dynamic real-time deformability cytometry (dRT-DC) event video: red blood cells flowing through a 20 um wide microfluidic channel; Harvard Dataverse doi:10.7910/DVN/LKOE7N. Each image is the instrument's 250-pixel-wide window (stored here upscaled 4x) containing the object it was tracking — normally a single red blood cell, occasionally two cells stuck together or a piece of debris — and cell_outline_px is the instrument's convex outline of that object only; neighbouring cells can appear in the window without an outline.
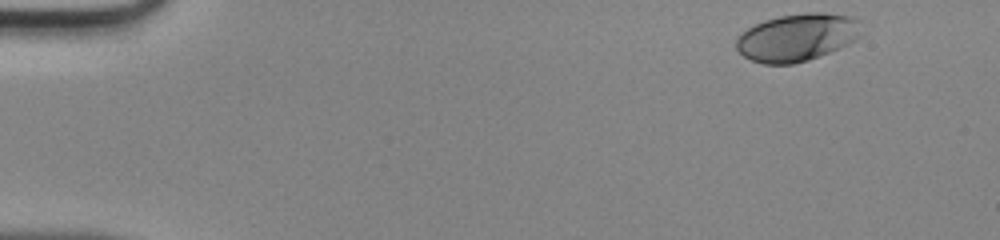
{"species": "human", "species_latin": "Homo sapiens", "temperature_condition": "room temperature", "stored_images_in_passage": 45, "camera_frame_rate_fps": 3000, "um_per_image_px": 0.085, "donor": {"sex": "male"}, "frame": {"image": 1, "passage_image": 1, "time_ms": 0.0, "image_size_px": [1000, 240], "cell_outline_px": [[860, 36], [856, 40], [840, 48], [808, 60], [792, 64], [764, 64], [752, 60], [744, 56], [736, 48], [736, 40], [748, 28], [764, 20], [780, 16], [808, 12], [824, 12], [852, 16], [856, 20]], "centroid_in_image_um": [67.75, 3.18], "position_along_channel_um": 17.2, "area_um2": 34.33}}
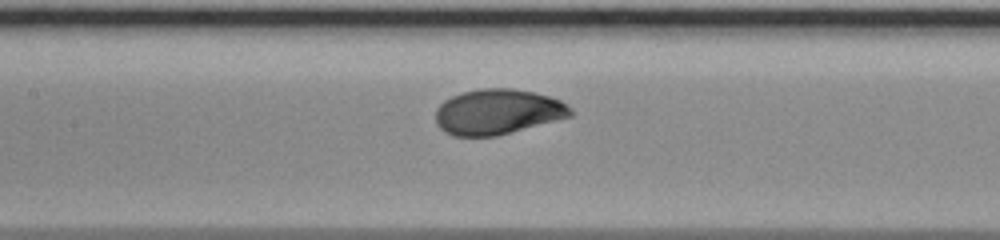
{"frame": {"image": 2, "passage_image": 20, "time_ms": 6.333, "image_size_px": [1000, 240], "cell_outline_px": [[572, 116], [496, 136], [452, 136], [444, 132], [436, 124], [436, 108], [444, 100], [460, 92], [480, 88], [512, 88], [532, 92], [548, 96], [560, 100], [572, 108]], "centroid_in_image_um": [42.27, 9.5], "position_along_channel_um": 165.1, "area_um2": 35.72}}
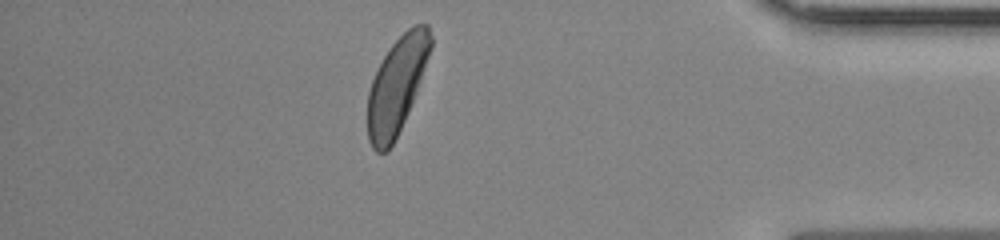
{"frame": {"image": 3, "passage_image": 39, "time_ms": 12.667, "image_size_px": [1000, 240], "cell_outline_px": [[432, 48], [408, 112], [388, 152], [376, 152], [372, 148], [368, 140], [368, 92], [372, 80], [384, 56], [392, 44], [412, 24], [428, 24], [432, 36]], "centroid_in_image_um": [33.73, 7.24], "position_along_channel_um": 401.5, "area_um2": 34.8}}